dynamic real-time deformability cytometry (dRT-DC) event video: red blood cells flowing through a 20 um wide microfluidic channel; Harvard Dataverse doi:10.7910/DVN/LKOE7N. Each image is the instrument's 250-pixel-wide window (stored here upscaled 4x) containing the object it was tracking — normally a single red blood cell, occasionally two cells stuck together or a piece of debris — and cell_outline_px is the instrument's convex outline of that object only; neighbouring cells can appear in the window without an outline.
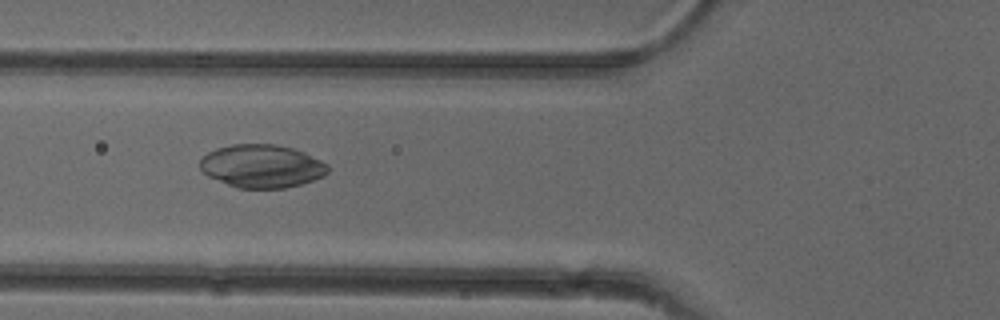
{"species": "common noctule bat (a hibernating species)", "species_latin": "Nyctalus noctula", "temperature_condition": "cold", "stored_images_in_passage": 51, "camera_frame_rate_fps": 3000, "um_per_image_px": 0.085, "animal": {"sex": "female"}, "frame": {"image": 1, "passage_image": 19, "time_ms": 6.0, "image_size_px": [1000, 320], "cell_outline_px": [[328, 172], [324, 176], [300, 184], [284, 188], [236, 188], [208, 176], [200, 168], [200, 160], [208, 152], [216, 148], [232, 144], [276, 144], [292, 148], [304, 152], [328, 164]], "centroid_in_image_um": [22.25, 14.12], "position_along_channel_um": 103.6, "area_um2": 32.08}}
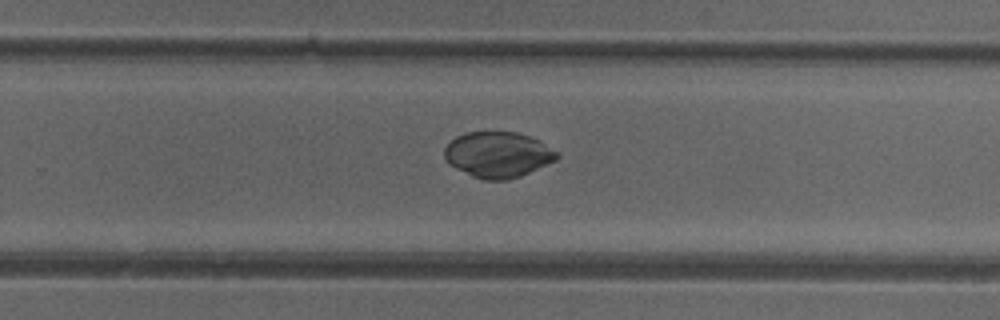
{"frame": {"image": 2, "passage_image": 33, "time_ms": 10.667, "image_size_px": [1000, 320], "cell_outline_px": [[560, 156], [556, 160], [520, 176], [508, 180], [484, 180], [472, 176], [448, 164], [444, 156], [444, 148], [456, 136], [464, 132], [516, 132], [540, 140], [556, 152]], "centroid_in_image_um": [42.3, 13.14], "position_along_channel_um": 287.5, "area_um2": 29.88}}
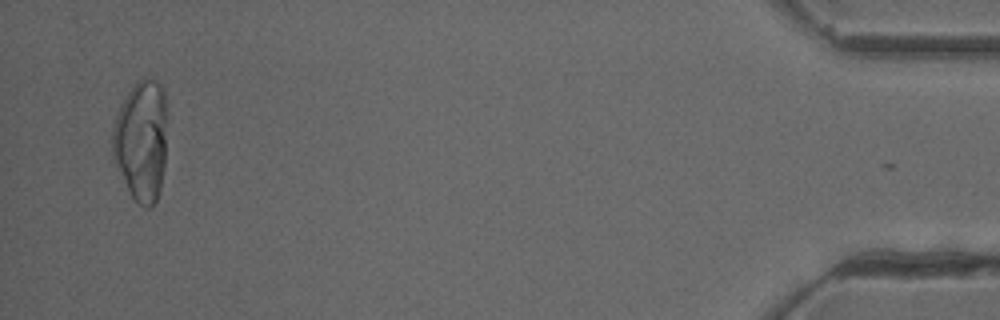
{"frame": {"image": 3, "passage_image": 50, "time_ms": 16.333, "image_size_px": [1000, 320], "cell_outline_px": [[164, 168], [160, 192], [152, 208], [144, 208], [132, 196], [112, 160], [112, 128], [116, 116], [128, 92], [140, 80], [156, 80], [164, 88]], "centroid_in_image_um": [11.98, 12.02], "position_along_channel_um": 423.2, "area_um2": 37.92}}